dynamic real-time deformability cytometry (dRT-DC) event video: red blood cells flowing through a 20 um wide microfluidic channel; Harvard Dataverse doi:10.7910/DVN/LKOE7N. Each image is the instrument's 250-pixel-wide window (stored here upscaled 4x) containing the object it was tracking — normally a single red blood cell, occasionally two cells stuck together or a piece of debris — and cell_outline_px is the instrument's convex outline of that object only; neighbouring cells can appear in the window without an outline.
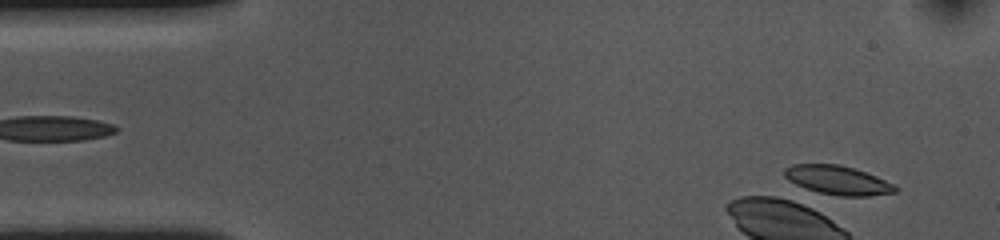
{"species": "common noctule bat (a hibernating species)", "species_latin": "Nyctalus noctula", "temperature_condition": "cold", "stored_images_in_passage": 3, "camera_frame_rate_fps": 3000, "um_per_image_px": 0.085, "animal": {"sex": "female", "body_mass_g": 10.0, "forearm_length_mm": 53.1}, "frame": {"image": 1, "passage_image": 3, "time_ms": 0.667, "image_size_px": [1000, 240], "cell_outline_px": [[900, 188], [896, 192], [868, 196], [840, 196], [796, 188], [784, 176], [784, 168], [792, 164], [840, 164], [876, 176], [896, 184]], "centroid_in_image_um": [71.17, 15.33], "position_along_channel_um": 13.8, "area_um2": 19.13}}